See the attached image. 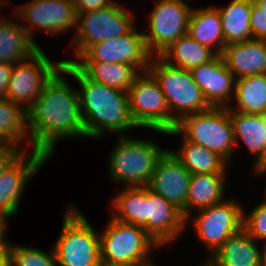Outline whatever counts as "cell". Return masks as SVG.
<instances>
[{"instance_id": "obj_31", "label": "cell", "mask_w": 266, "mask_h": 266, "mask_svg": "<svg viewBox=\"0 0 266 266\" xmlns=\"http://www.w3.org/2000/svg\"><path fill=\"white\" fill-rule=\"evenodd\" d=\"M24 138H29L27 112L7 98H0V141L20 147Z\"/></svg>"}, {"instance_id": "obj_3", "label": "cell", "mask_w": 266, "mask_h": 266, "mask_svg": "<svg viewBox=\"0 0 266 266\" xmlns=\"http://www.w3.org/2000/svg\"><path fill=\"white\" fill-rule=\"evenodd\" d=\"M100 236L102 266H156L151 250L160 247L143 227L109 217Z\"/></svg>"}, {"instance_id": "obj_38", "label": "cell", "mask_w": 266, "mask_h": 266, "mask_svg": "<svg viewBox=\"0 0 266 266\" xmlns=\"http://www.w3.org/2000/svg\"><path fill=\"white\" fill-rule=\"evenodd\" d=\"M10 216L0 212V249H9L11 242L6 236L7 220Z\"/></svg>"}, {"instance_id": "obj_7", "label": "cell", "mask_w": 266, "mask_h": 266, "mask_svg": "<svg viewBox=\"0 0 266 266\" xmlns=\"http://www.w3.org/2000/svg\"><path fill=\"white\" fill-rule=\"evenodd\" d=\"M52 247L59 266H102L99 232L74 205L68 207Z\"/></svg>"}, {"instance_id": "obj_33", "label": "cell", "mask_w": 266, "mask_h": 266, "mask_svg": "<svg viewBox=\"0 0 266 266\" xmlns=\"http://www.w3.org/2000/svg\"><path fill=\"white\" fill-rule=\"evenodd\" d=\"M243 228L255 240H266V201L259 203L249 215L243 212Z\"/></svg>"}, {"instance_id": "obj_41", "label": "cell", "mask_w": 266, "mask_h": 266, "mask_svg": "<svg viewBox=\"0 0 266 266\" xmlns=\"http://www.w3.org/2000/svg\"><path fill=\"white\" fill-rule=\"evenodd\" d=\"M261 266H266V240L263 241V247L261 249Z\"/></svg>"}, {"instance_id": "obj_23", "label": "cell", "mask_w": 266, "mask_h": 266, "mask_svg": "<svg viewBox=\"0 0 266 266\" xmlns=\"http://www.w3.org/2000/svg\"><path fill=\"white\" fill-rule=\"evenodd\" d=\"M0 19V62H22L41 49L21 24L4 17Z\"/></svg>"}, {"instance_id": "obj_14", "label": "cell", "mask_w": 266, "mask_h": 266, "mask_svg": "<svg viewBox=\"0 0 266 266\" xmlns=\"http://www.w3.org/2000/svg\"><path fill=\"white\" fill-rule=\"evenodd\" d=\"M15 9L14 18L27 22L21 26L33 40L35 27L53 35L67 33L77 27V14L74 1L71 0H31Z\"/></svg>"}, {"instance_id": "obj_19", "label": "cell", "mask_w": 266, "mask_h": 266, "mask_svg": "<svg viewBox=\"0 0 266 266\" xmlns=\"http://www.w3.org/2000/svg\"><path fill=\"white\" fill-rule=\"evenodd\" d=\"M223 61L236 79L266 74V41L251 39L231 43L223 48Z\"/></svg>"}, {"instance_id": "obj_1", "label": "cell", "mask_w": 266, "mask_h": 266, "mask_svg": "<svg viewBox=\"0 0 266 266\" xmlns=\"http://www.w3.org/2000/svg\"><path fill=\"white\" fill-rule=\"evenodd\" d=\"M60 68L43 87L27 111V131L32 149L52 158L58 139L87 137L78 89H72Z\"/></svg>"}, {"instance_id": "obj_16", "label": "cell", "mask_w": 266, "mask_h": 266, "mask_svg": "<svg viewBox=\"0 0 266 266\" xmlns=\"http://www.w3.org/2000/svg\"><path fill=\"white\" fill-rule=\"evenodd\" d=\"M191 173L170 150H166L156 163L147 187L178 208L187 218V196Z\"/></svg>"}, {"instance_id": "obj_40", "label": "cell", "mask_w": 266, "mask_h": 266, "mask_svg": "<svg viewBox=\"0 0 266 266\" xmlns=\"http://www.w3.org/2000/svg\"><path fill=\"white\" fill-rule=\"evenodd\" d=\"M0 266H9V249H0Z\"/></svg>"}, {"instance_id": "obj_5", "label": "cell", "mask_w": 266, "mask_h": 266, "mask_svg": "<svg viewBox=\"0 0 266 266\" xmlns=\"http://www.w3.org/2000/svg\"><path fill=\"white\" fill-rule=\"evenodd\" d=\"M125 136L117 137L118 143L109 156L110 178L127 187L147 186L166 149L151 140Z\"/></svg>"}, {"instance_id": "obj_39", "label": "cell", "mask_w": 266, "mask_h": 266, "mask_svg": "<svg viewBox=\"0 0 266 266\" xmlns=\"http://www.w3.org/2000/svg\"><path fill=\"white\" fill-rule=\"evenodd\" d=\"M253 171L255 176H261L264 173L266 174V156L255 168H253Z\"/></svg>"}, {"instance_id": "obj_26", "label": "cell", "mask_w": 266, "mask_h": 266, "mask_svg": "<svg viewBox=\"0 0 266 266\" xmlns=\"http://www.w3.org/2000/svg\"><path fill=\"white\" fill-rule=\"evenodd\" d=\"M89 79L128 92L140 73L126 63L73 62Z\"/></svg>"}, {"instance_id": "obj_9", "label": "cell", "mask_w": 266, "mask_h": 266, "mask_svg": "<svg viewBox=\"0 0 266 266\" xmlns=\"http://www.w3.org/2000/svg\"><path fill=\"white\" fill-rule=\"evenodd\" d=\"M129 111L139 128L161 134L172 130V115L158 81L149 72H140L128 90Z\"/></svg>"}, {"instance_id": "obj_6", "label": "cell", "mask_w": 266, "mask_h": 266, "mask_svg": "<svg viewBox=\"0 0 266 266\" xmlns=\"http://www.w3.org/2000/svg\"><path fill=\"white\" fill-rule=\"evenodd\" d=\"M165 135L181 136L202 145L218 153L227 162L232 159L233 147H236L229 109L225 107H211L187 115L176 124L175 129L168 130Z\"/></svg>"}, {"instance_id": "obj_10", "label": "cell", "mask_w": 266, "mask_h": 266, "mask_svg": "<svg viewBox=\"0 0 266 266\" xmlns=\"http://www.w3.org/2000/svg\"><path fill=\"white\" fill-rule=\"evenodd\" d=\"M191 12L192 8L184 0H157L148 14L150 33L143 32L151 56H159L187 34Z\"/></svg>"}, {"instance_id": "obj_17", "label": "cell", "mask_w": 266, "mask_h": 266, "mask_svg": "<svg viewBox=\"0 0 266 266\" xmlns=\"http://www.w3.org/2000/svg\"><path fill=\"white\" fill-rule=\"evenodd\" d=\"M192 77L211 107H229L234 97L236 78L221 55L190 70Z\"/></svg>"}, {"instance_id": "obj_34", "label": "cell", "mask_w": 266, "mask_h": 266, "mask_svg": "<svg viewBox=\"0 0 266 266\" xmlns=\"http://www.w3.org/2000/svg\"><path fill=\"white\" fill-rule=\"evenodd\" d=\"M250 24L253 39L266 41V12L252 0Z\"/></svg>"}, {"instance_id": "obj_29", "label": "cell", "mask_w": 266, "mask_h": 266, "mask_svg": "<svg viewBox=\"0 0 266 266\" xmlns=\"http://www.w3.org/2000/svg\"><path fill=\"white\" fill-rule=\"evenodd\" d=\"M216 55L214 50L201 45L186 34L172 43L159 56L173 66L191 70L196 66L209 62Z\"/></svg>"}, {"instance_id": "obj_22", "label": "cell", "mask_w": 266, "mask_h": 266, "mask_svg": "<svg viewBox=\"0 0 266 266\" xmlns=\"http://www.w3.org/2000/svg\"><path fill=\"white\" fill-rule=\"evenodd\" d=\"M187 34L201 45L215 49L217 55H221L225 40L217 6L192 9Z\"/></svg>"}, {"instance_id": "obj_21", "label": "cell", "mask_w": 266, "mask_h": 266, "mask_svg": "<svg viewBox=\"0 0 266 266\" xmlns=\"http://www.w3.org/2000/svg\"><path fill=\"white\" fill-rule=\"evenodd\" d=\"M229 109L235 146L244 142L251 155H255V168L266 156V125L261 114H246Z\"/></svg>"}, {"instance_id": "obj_13", "label": "cell", "mask_w": 266, "mask_h": 266, "mask_svg": "<svg viewBox=\"0 0 266 266\" xmlns=\"http://www.w3.org/2000/svg\"><path fill=\"white\" fill-rule=\"evenodd\" d=\"M150 59L151 55L146 48L144 34L135 26L127 34L90 45L77 58V61L65 59L63 62L126 63L139 72H146Z\"/></svg>"}, {"instance_id": "obj_24", "label": "cell", "mask_w": 266, "mask_h": 266, "mask_svg": "<svg viewBox=\"0 0 266 266\" xmlns=\"http://www.w3.org/2000/svg\"><path fill=\"white\" fill-rule=\"evenodd\" d=\"M225 174L227 173L191 174L187 196V217L192 216L191 210L195 208L200 210L224 200Z\"/></svg>"}, {"instance_id": "obj_45", "label": "cell", "mask_w": 266, "mask_h": 266, "mask_svg": "<svg viewBox=\"0 0 266 266\" xmlns=\"http://www.w3.org/2000/svg\"><path fill=\"white\" fill-rule=\"evenodd\" d=\"M204 264H202L201 266H210L207 262H203Z\"/></svg>"}, {"instance_id": "obj_11", "label": "cell", "mask_w": 266, "mask_h": 266, "mask_svg": "<svg viewBox=\"0 0 266 266\" xmlns=\"http://www.w3.org/2000/svg\"><path fill=\"white\" fill-rule=\"evenodd\" d=\"M55 63L48 59L43 49L30 59L15 63L6 98L27 112L34 105L46 83L62 68L63 60Z\"/></svg>"}, {"instance_id": "obj_4", "label": "cell", "mask_w": 266, "mask_h": 266, "mask_svg": "<svg viewBox=\"0 0 266 266\" xmlns=\"http://www.w3.org/2000/svg\"><path fill=\"white\" fill-rule=\"evenodd\" d=\"M148 71L158 81L172 115V129L185 116L211 108L190 70L173 66L160 56H151Z\"/></svg>"}, {"instance_id": "obj_35", "label": "cell", "mask_w": 266, "mask_h": 266, "mask_svg": "<svg viewBox=\"0 0 266 266\" xmlns=\"http://www.w3.org/2000/svg\"><path fill=\"white\" fill-rule=\"evenodd\" d=\"M15 145H11L0 141V176L7 167L23 152L22 149Z\"/></svg>"}, {"instance_id": "obj_25", "label": "cell", "mask_w": 266, "mask_h": 266, "mask_svg": "<svg viewBox=\"0 0 266 266\" xmlns=\"http://www.w3.org/2000/svg\"><path fill=\"white\" fill-rule=\"evenodd\" d=\"M170 151L191 174H214L228 171L226 170L227 161L218 153L185 140L183 137L179 150Z\"/></svg>"}, {"instance_id": "obj_30", "label": "cell", "mask_w": 266, "mask_h": 266, "mask_svg": "<svg viewBox=\"0 0 266 266\" xmlns=\"http://www.w3.org/2000/svg\"><path fill=\"white\" fill-rule=\"evenodd\" d=\"M234 99L236 111L246 114L266 112V74L248 75L236 79Z\"/></svg>"}, {"instance_id": "obj_43", "label": "cell", "mask_w": 266, "mask_h": 266, "mask_svg": "<svg viewBox=\"0 0 266 266\" xmlns=\"http://www.w3.org/2000/svg\"><path fill=\"white\" fill-rule=\"evenodd\" d=\"M8 2L5 3L4 0H0V8H3Z\"/></svg>"}, {"instance_id": "obj_15", "label": "cell", "mask_w": 266, "mask_h": 266, "mask_svg": "<svg viewBox=\"0 0 266 266\" xmlns=\"http://www.w3.org/2000/svg\"><path fill=\"white\" fill-rule=\"evenodd\" d=\"M23 151L0 176V212L14 216L27 182L49 158L42 152Z\"/></svg>"}, {"instance_id": "obj_42", "label": "cell", "mask_w": 266, "mask_h": 266, "mask_svg": "<svg viewBox=\"0 0 266 266\" xmlns=\"http://www.w3.org/2000/svg\"><path fill=\"white\" fill-rule=\"evenodd\" d=\"M254 2L266 12V0H254Z\"/></svg>"}, {"instance_id": "obj_2", "label": "cell", "mask_w": 266, "mask_h": 266, "mask_svg": "<svg viewBox=\"0 0 266 266\" xmlns=\"http://www.w3.org/2000/svg\"><path fill=\"white\" fill-rule=\"evenodd\" d=\"M62 74L72 76L80 87V109L87 137L124 134L138 128L129 111L128 92L89 79L73 62H63ZM123 133V134H122Z\"/></svg>"}, {"instance_id": "obj_37", "label": "cell", "mask_w": 266, "mask_h": 266, "mask_svg": "<svg viewBox=\"0 0 266 266\" xmlns=\"http://www.w3.org/2000/svg\"><path fill=\"white\" fill-rule=\"evenodd\" d=\"M13 66V63L0 62V98H6L7 96Z\"/></svg>"}, {"instance_id": "obj_44", "label": "cell", "mask_w": 266, "mask_h": 266, "mask_svg": "<svg viewBox=\"0 0 266 266\" xmlns=\"http://www.w3.org/2000/svg\"><path fill=\"white\" fill-rule=\"evenodd\" d=\"M262 116H263V120H264V122H265V125H266V112H265V113H263V114H262Z\"/></svg>"}, {"instance_id": "obj_20", "label": "cell", "mask_w": 266, "mask_h": 266, "mask_svg": "<svg viewBox=\"0 0 266 266\" xmlns=\"http://www.w3.org/2000/svg\"><path fill=\"white\" fill-rule=\"evenodd\" d=\"M206 262L210 266H261V249L244 228L232 234Z\"/></svg>"}, {"instance_id": "obj_36", "label": "cell", "mask_w": 266, "mask_h": 266, "mask_svg": "<svg viewBox=\"0 0 266 266\" xmlns=\"http://www.w3.org/2000/svg\"><path fill=\"white\" fill-rule=\"evenodd\" d=\"M115 1L113 0H74L76 14L105 8Z\"/></svg>"}, {"instance_id": "obj_27", "label": "cell", "mask_w": 266, "mask_h": 266, "mask_svg": "<svg viewBox=\"0 0 266 266\" xmlns=\"http://www.w3.org/2000/svg\"><path fill=\"white\" fill-rule=\"evenodd\" d=\"M222 21L225 46L253 39L250 13L252 0H233L226 7H217Z\"/></svg>"}, {"instance_id": "obj_32", "label": "cell", "mask_w": 266, "mask_h": 266, "mask_svg": "<svg viewBox=\"0 0 266 266\" xmlns=\"http://www.w3.org/2000/svg\"><path fill=\"white\" fill-rule=\"evenodd\" d=\"M51 249L47 253L31 246L12 243L9 246V266H58L53 247Z\"/></svg>"}, {"instance_id": "obj_12", "label": "cell", "mask_w": 266, "mask_h": 266, "mask_svg": "<svg viewBox=\"0 0 266 266\" xmlns=\"http://www.w3.org/2000/svg\"><path fill=\"white\" fill-rule=\"evenodd\" d=\"M243 212L237 201L227 199L198 210L197 215L186 218V224L192 221L197 237L213 254L232 234L243 228Z\"/></svg>"}, {"instance_id": "obj_8", "label": "cell", "mask_w": 266, "mask_h": 266, "mask_svg": "<svg viewBox=\"0 0 266 266\" xmlns=\"http://www.w3.org/2000/svg\"><path fill=\"white\" fill-rule=\"evenodd\" d=\"M134 13L118 2L77 15V32L71 46L78 58L90 45L127 34L135 27Z\"/></svg>"}, {"instance_id": "obj_18", "label": "cell", "mask_w": 266, "mask_h": 266, "mask_svg": "<svg viewBox=\"0 0 266 266\" xmlns=\"http://www.w3.org/2000/svg\"><path fill=\"white\" fill-rule=\"evenodd\" d=\"M181 211L147 187V233L159 246L178 239L186 229Z\"/></svg>"}, {"instance_id": "obj_28", "label": "cell", "mask_w": 266, "mask_h": 266, "mask_svg": "<svg viewBox=\"0 0 266 266\" xmlns=\"http://www.w3.org/2000/svg\"><path fill=\"white\" fill-rule=\"evenodd\" d=\"M113 198L112 216L118 221L143 227L147 232V186L126 187Z\"/></svg>"}]
</instances>
